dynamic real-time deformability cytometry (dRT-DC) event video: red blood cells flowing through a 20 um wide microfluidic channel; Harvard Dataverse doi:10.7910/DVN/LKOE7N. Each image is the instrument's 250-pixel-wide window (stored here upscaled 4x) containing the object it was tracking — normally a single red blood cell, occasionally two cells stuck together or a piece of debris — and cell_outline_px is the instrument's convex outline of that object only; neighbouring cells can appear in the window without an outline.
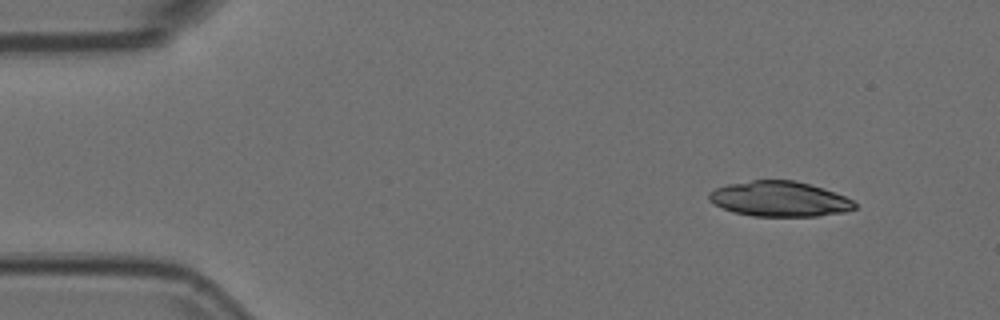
{"species": "Egyptian fruit bat (a non-hibernating species)", "species_latin": "Rousettus aegyptiacus", "temperature_condition": "room temperature", "stored_images_in_passage": 5, "camera_frame_rate_fps": 3000, "um_per_image_px": 0.085, "animal": {"sex": "female"}, "frame": {"image": 1, "passage_image": 2, "time_ms": 0.333, "image_size_px": [1000, 320], "cell_outline_px": [[856, 208], [844, 212], [820, 216], [752, 216], [732, 212], [708, 200], [708, 192], [716, 188], [728, 184], [752, 180], [796, 180], [844, 196], [852, 200], [856, 204]], "centroid_in_image_um": [66.23, 16.92], "position_along_channel_um": 18.8, "area_um2": 29.71}}
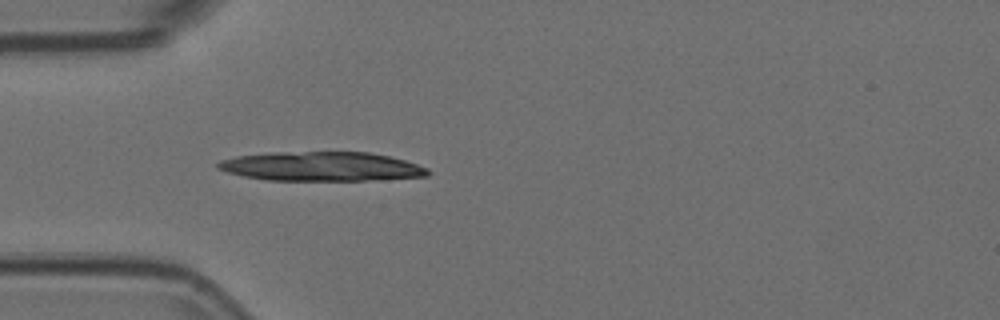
{"frame": {"image": 2, "passage_image": 5, "time_ms": 1.333, "image_size_px": [1000, 320], "cell_outline_px": [[432, 172], [428, 176], [364, 180], [264, 180], [244, 176], [228, 172], [216, 168], [216, 164], [220, 160], [236, 156], [272, 152], [368, 152], [388, 156], [404, 160], [428, 168]], "centroid_in_image_um": [27.3, 14.14], "position_along_channel_um": 57.7, "area_um2": 35.66}}